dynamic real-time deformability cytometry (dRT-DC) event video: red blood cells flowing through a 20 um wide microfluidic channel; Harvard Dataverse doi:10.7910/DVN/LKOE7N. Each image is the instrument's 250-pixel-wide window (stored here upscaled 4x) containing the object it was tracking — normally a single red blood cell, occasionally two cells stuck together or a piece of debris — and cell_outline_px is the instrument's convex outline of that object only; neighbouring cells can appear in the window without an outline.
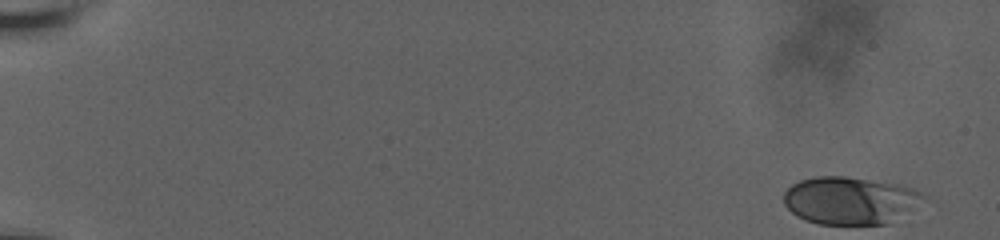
{"species": "human", "species_latin": "Homo sapiens", "temperature_condition": "room temperature", "stored_images_in_passage": 51, "camera_frame_rate_fps": 3000, "um_per_image_px": 0.085, "donor": {"sex": "male"}, "frame": {"image": 1, "passage_image": 1, "time_ms": 0.0, "image_size_px": [1000, 240], "cell_outline_px": [[932, 200], [888, 224], [820, 224], [804, 220], [796, 216], [784, 204], [784, 192], [792, 184], [800, 180], [816, 176], [844, 176], [904, 184], [928, 196]], "centroid_in_image_um": [72.36, 17.04], "position_along_channel_um": 12.6, "area_um2": 39.65}}
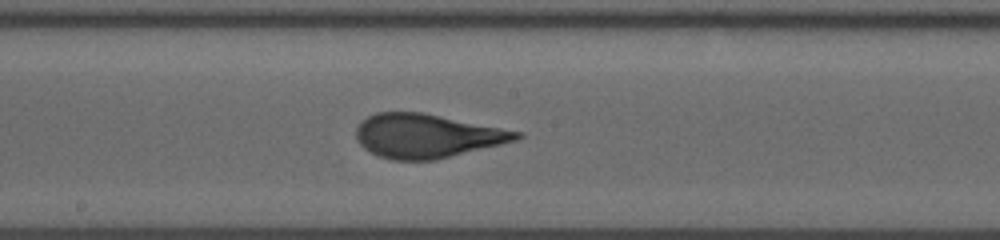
{"frame": {"image": 2, "passage_image": 28, "time_ms": 10.667, "image_size_px": [1000, 240], "cell_outline_px": [[524, 136], [516, 140], [436, 160], [392, 160], [380, 156], [364, 148], [356, 140], [356, 124], [360, 120], [376, 112], [424, 112], [524, 132]], "centroid_in_image_um": [36.27, 11.53], "position_along_channel_um": 211.9, "area_um2": 41.21}}
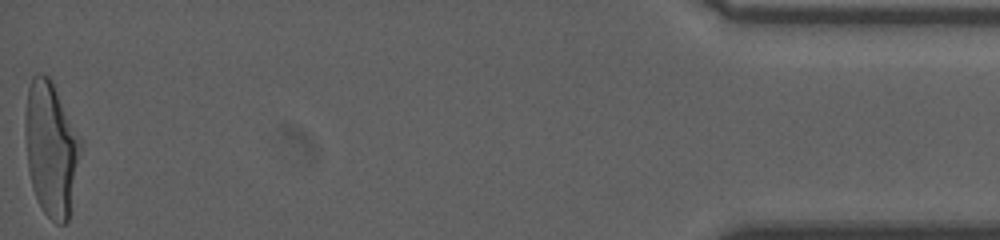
{"frame": {"image": 3, "passage_image": 51, "time_ms": 19.0, "image_size_px": [1000, 240], "cell_outline_px": [[84, 144], [68, 220], [64, 224], [56, 224], [44, 212], [32, 188], [28, 168], [24, 132], [24, 112], [28, 88], [32, 76], [36, 72], [48, 76], [52, 80]], "centroid_in_image_um": [4.35, 12.61], "position_along_channel_um": 430.8, "area_um2": 44.16}, "authors_computed_cell_mechanics": {"area_um2": 40.5756, "velocity_mm_per_s": 3.6486, "shape_relaxation_time_tau1_ms": 7.1709, "shape_relaxation_time_tau2_ms": null, "deformation_change_tau1": 0.247, "deformation_change_tau2": null}}